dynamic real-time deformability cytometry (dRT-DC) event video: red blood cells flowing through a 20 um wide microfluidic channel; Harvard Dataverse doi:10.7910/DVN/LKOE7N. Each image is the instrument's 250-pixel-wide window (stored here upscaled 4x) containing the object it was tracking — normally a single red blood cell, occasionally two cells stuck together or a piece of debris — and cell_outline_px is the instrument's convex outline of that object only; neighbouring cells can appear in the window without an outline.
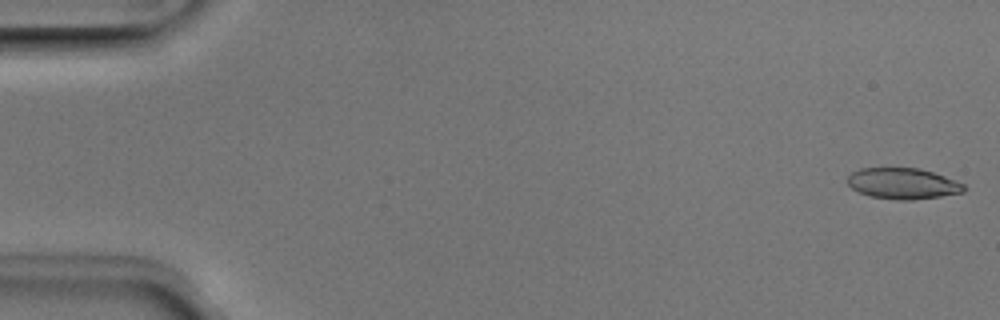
{"species": "Egyptian fruit bat (a non-hibernating species)", "species_latin": "Rousettus aegyptiacus", "temperature_condition": "room temperature", "stored_images_in_passage": 51, "camera_frame_rate_fps": 3000, "um_per_image_px": 0.085, "animal": {"sex": "male"}, "frame": {"image": 1, "passage_image": 1, "time_ms": 0.0, "image_size_px": [1000, 320], "cell_outline_px": [[968, 188], [964, 192], [940, 196], [912, 200], [896, 200], [872, 196], [860, 192], [852, 188], [848, 184], [848, 176], [852, 172], [860, 168], [920, 168], [944, 176], [964, 184]], "centroid_in_image_um": [76.76, 15.6], "position_along_channel_um": 8.2, "area_um2": 20.92}}
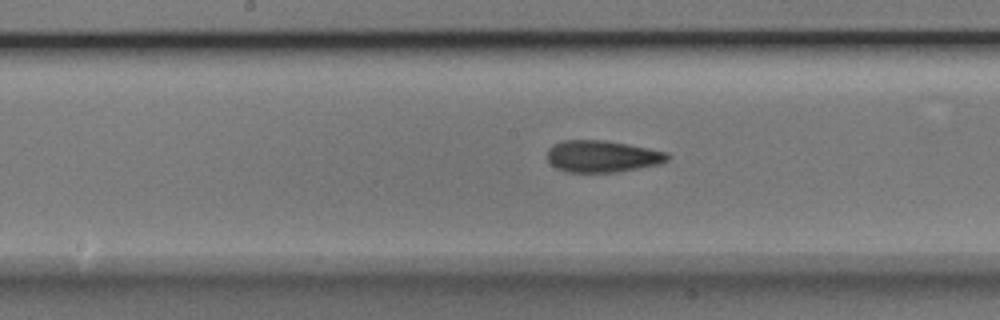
{"frame": {"image": 2, "passage_image": 26, "time_ms": 8.333, "image_size_px": [1000, 320], "cell_outline_px": [[672, 156], [668, 160], [660, 164], [616, 172], [564, 172], [556, 168], [548, 160], [548, 148], [552, 144], [564, 140], [604, 140], [628, 144], [668, 152]], "centroid_in_image_um": [51.2, 13.28], "position_along_channel_um": 197.0, "area_um2": 22.43}}
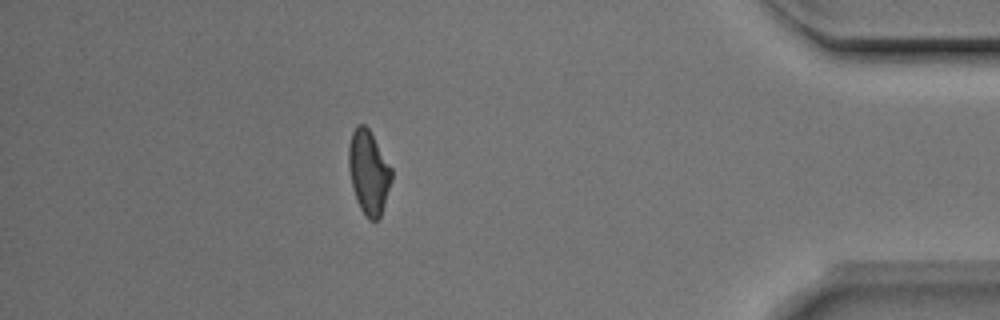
{"frame": {"image": 3, "passage_image": 45, "time_ms": 14.667, "image_size_px": [1000, 320], "cell_outline_px": [[392, 180], [380, 220], [368, 220], [360, 208], [356, 200], [348, 168], [348, 144], [352, 132], [356, 124], [364, 124], [368, 128], [392, 168]], "centroid_in_image_um": [31.33, 14.66], "position_along_channel_um": 403.9, "area_um2": 21.15}, "authors_computed_cell_mechanics": {"area_um2": 21.7906, "velocity_mm_per_s": 3.9571, "shape_relaxation_time_tau1_ms": 5.1262, "shape_relaxation_time_tau2_ms": 2.1985, "deformation_change_tau1": 0.1579, "deformation_change_tau2": 0.0893}}